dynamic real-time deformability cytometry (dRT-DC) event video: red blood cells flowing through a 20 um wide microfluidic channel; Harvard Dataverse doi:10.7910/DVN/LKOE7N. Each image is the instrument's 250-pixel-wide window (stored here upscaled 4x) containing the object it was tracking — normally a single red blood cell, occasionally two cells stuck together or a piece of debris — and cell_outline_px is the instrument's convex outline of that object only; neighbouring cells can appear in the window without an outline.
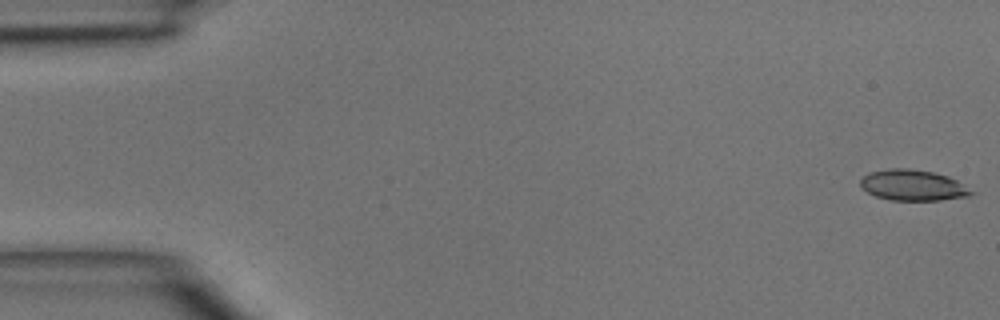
{"species": "common noctule bat (a hibernating species)", "species_latin": "Nyctalus noctula", "temperature_condition": "room temperature", "stored_images_in_passage": 15, "camera_frame_rate_fps": 3000, "um_per_image_px": 0.085, "animal": {"sex": "male", "body_mass_g": 15.6}, "frame": {"image": 1, "passage_image": 1, "time_ms": 0.0, "image_size_px": [1000, 320], "cell_outline_px": [[976, 192], [968, 196], [940, 200], [892, 200], [876, 196], [860, 188], [860, 180], [868, 172], [888, 168], [908, 168], [932, 172], [948, 176], [956, 180]], "centroid_in_image_um": [77.57, 15.74], "position_along_channel_um": 7.4, "area_um2": 19.94}}
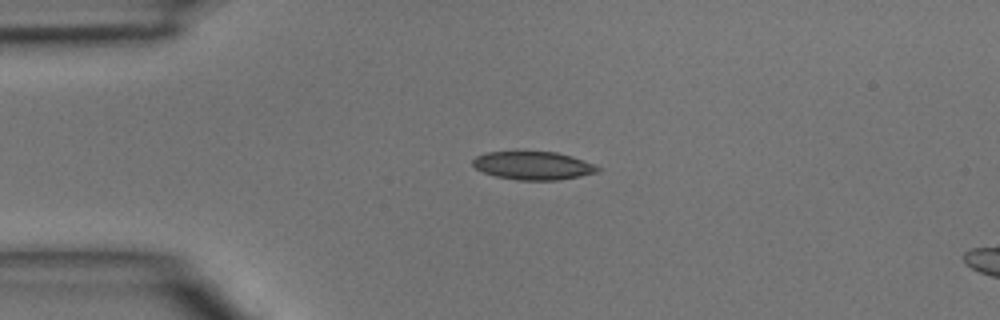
{"frame": {"image": 2, "passage_image": 11, "time_ms": 3.333, "image_size_px": [1000, 320], "cell_outline_px": [[600, 168], [596, 172], [580, 176], [560, 180], [516, 180], [496, 176], [484, 172], [476, 168], [472, 164], [472, 160], [476, 156], [484, 152], [516, 148], [556, 152], [572, 156], [584, 160]], "centroid_in_image_um": [45.23, 14.01], "position_along_channel_um": 39.8, "area_um2": 21.44}}